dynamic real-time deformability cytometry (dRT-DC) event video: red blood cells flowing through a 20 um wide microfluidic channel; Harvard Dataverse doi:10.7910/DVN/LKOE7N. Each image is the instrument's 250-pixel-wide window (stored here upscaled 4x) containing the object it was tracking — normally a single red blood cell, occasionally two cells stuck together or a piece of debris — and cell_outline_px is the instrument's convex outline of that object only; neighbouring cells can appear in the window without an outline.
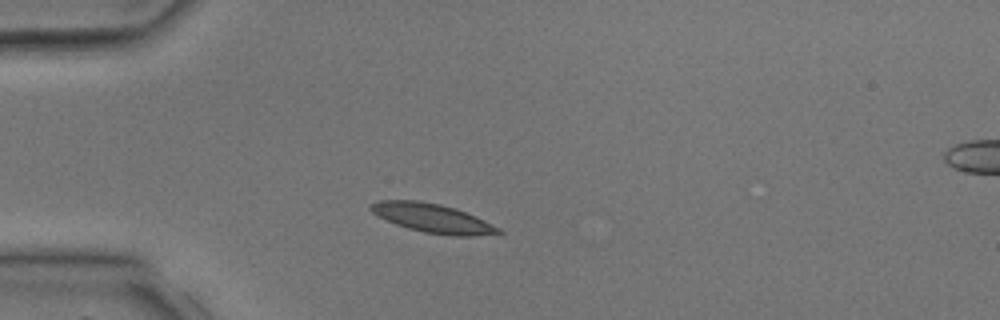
{"species": "common noctule bat (a hibernating species)", "species_latin": "Nyctalus noctula", "temperature_condition": "room temperature", "stored_images_in_passage": 2, "camera_frame_rate_fps": 3000, "um_per_image_px": 0.085, "animal": {"sex": "male", "body_mass_g": 17.9, "forearm_length_mm": 54.2}, "frame": {"image": 1, "passage_image": 1, "time_ms": 0.0, "image_size_px": [1000, 320], "cell_outline_px": [[504, 232], [472, 236], [452, 236], [424, 232], [408, 228], [396, 224], [372, 212], [368, 208], [368, 204], [376, 200], [416, 200], [440, 204], [456, 208], [476, 216], [500, 228]], "centroid_in_image_um": [36.75, 18.53], "position_along_channel_um": 48.3, "area_um2": 21.5}}